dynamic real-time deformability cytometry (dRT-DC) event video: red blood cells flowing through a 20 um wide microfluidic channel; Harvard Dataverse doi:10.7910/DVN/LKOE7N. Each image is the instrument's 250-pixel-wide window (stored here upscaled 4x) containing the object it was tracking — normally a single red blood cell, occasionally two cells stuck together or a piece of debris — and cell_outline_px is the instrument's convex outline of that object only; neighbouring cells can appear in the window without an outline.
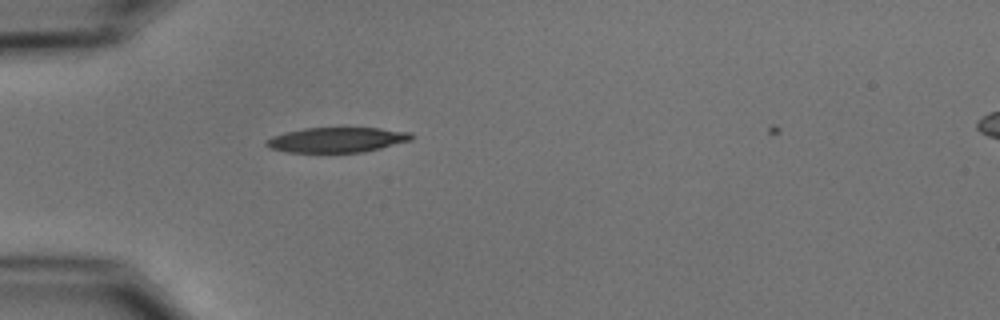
{"species": "common noctule bat (a hibernating species)", "species_latin": "Nyctalus noctula", "temperature_condition": "cold", "stored_images_in_passage": 2, "camera_frame_rate_fps": 3000, "um_per_image_px": 0.085, "animal": {"sex": "male", "body_mass_g": 15.6}, "frame": {"image": 1, "passage_image": 1, "time_ms": 0.0, "image_size_px": [1000, 320], "cell_outline_px": [[412, 140], [364, 152], [288, 152], [272, 148], [264, 144], [264, 140], [272, 136], [284, 132], [304, 128], [380, 128], [412, 132]], "centroid_in_image_um": [28.63, 11.88], "position_along_channel_um": 56.4, "area_um2": 21.15}}